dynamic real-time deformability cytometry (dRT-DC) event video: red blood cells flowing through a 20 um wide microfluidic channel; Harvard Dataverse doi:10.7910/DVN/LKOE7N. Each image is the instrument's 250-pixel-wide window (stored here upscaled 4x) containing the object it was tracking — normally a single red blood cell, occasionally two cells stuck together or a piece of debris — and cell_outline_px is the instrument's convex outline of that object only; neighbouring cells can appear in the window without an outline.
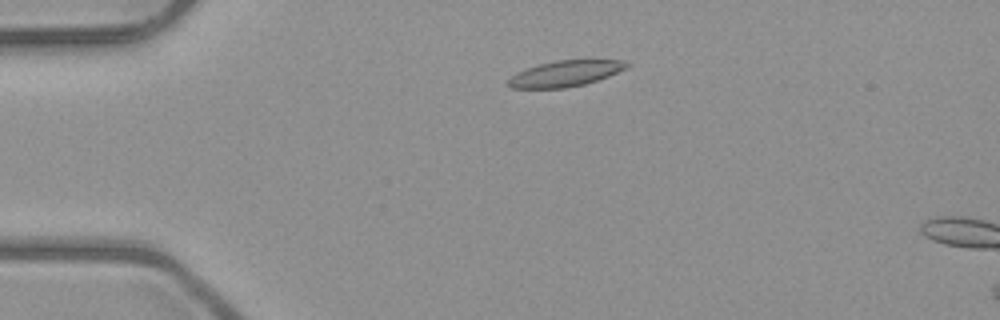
{"species": "common noctule bat (a hibernating species)", "species_latin": "Nyctalus noctula", "temperature_condition": "room temperature", "stored_images_in_passage": 3, "camera_frame_rate_fps": 3000, "um_per_image_px": 0.085, "animal": {"sex": "male", "body_mass_g": 23.1, "forearm_length_mm": 52.7}, "frame": {"image": 1, "passage_image": 1, "time_ms": 0.0, "image_size_px": [1000, 320], "cell_outline_px": [[632, 64], [628, 68], [608, 76], [584, 84], [564, 88], [512, 88], [508, 84], [508, 80], [516, 72], [540, 64], [556, 60], [620, 60]], "centroid_in_image_um": [48.08, 6.25], "position_along_channel_um": 36.9, "area_um2": 17.69}}